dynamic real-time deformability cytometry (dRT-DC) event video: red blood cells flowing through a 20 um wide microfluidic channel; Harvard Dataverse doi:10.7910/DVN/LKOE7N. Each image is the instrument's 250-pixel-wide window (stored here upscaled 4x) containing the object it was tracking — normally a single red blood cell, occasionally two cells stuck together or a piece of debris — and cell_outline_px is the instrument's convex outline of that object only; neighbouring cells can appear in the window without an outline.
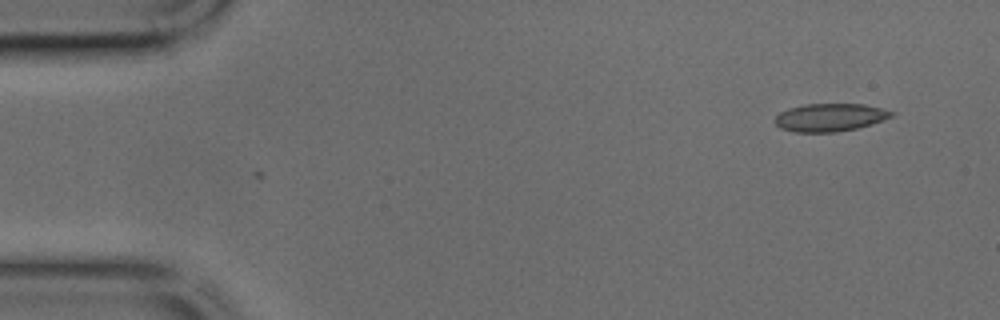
{"species": "common noctule bat (a hibernating species)", "species_latin": "Nyctalus noctula", "temperature_condition": "cold", "stored_images_in_passage": 2, "camera_frame_rate_fps": 3000, "um_per_image_px": 0.085, "animal": {"sex": "male", "body_mass_g": 17.9, "forearm_length_mm": 54.2}, "frame": {"image": 1, "passage_image": 2, "time_ms": 0.333, "image_size_px": [1000, 320], "cell_outline_px": [[896, 112], [892, 116], [884, 120], [856, 128], [836, 132], [796, 132], [780, 128], [776, 124], [776, 116], [780, 112], [788, 108], [804, 104], [864, 104]], "centroid_in_image_um": [70.55, 9.97], "position_along_channel_um": 14.5, "area_um2": 18.84}}